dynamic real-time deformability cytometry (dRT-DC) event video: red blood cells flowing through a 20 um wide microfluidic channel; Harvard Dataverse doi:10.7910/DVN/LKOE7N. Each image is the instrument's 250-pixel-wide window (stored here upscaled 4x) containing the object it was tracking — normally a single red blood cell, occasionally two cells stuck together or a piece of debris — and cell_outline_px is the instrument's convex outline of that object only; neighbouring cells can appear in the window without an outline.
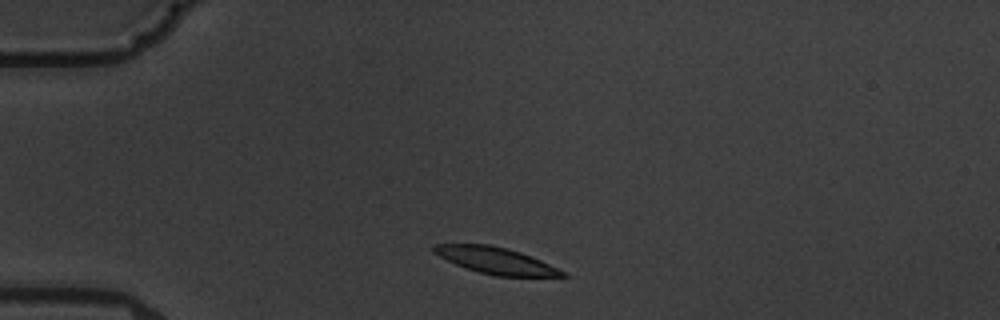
{"species": "common noctule bat (a hibernating species)", "species_latin": "Nyctalus noctula", "temperature_condition": "warm", "stored_images_in_passage": 2, "camera_frame_rate_fps": 3000, "um_per_image_px": 0.085, "animal": {"sex": "male", "body_mass_g": 19.5, "forearm_length_mm": 54.6}, "frame": {"image": 1, "passage_image": 1, "time_ms": 0.0, "image_size_px": [1000, 320], "cell_outline_px": [[568, 276], [496, 276], [480, 272], [456, 264], [432, 252], [432, 244], [488, 244], [508, 248], [520, 252], [540, 260], [564, 272]], "centroid_in_image_um": [42.1, 22.13], "position_along_channel_um": 42.9, "area_um2": 19.48}}